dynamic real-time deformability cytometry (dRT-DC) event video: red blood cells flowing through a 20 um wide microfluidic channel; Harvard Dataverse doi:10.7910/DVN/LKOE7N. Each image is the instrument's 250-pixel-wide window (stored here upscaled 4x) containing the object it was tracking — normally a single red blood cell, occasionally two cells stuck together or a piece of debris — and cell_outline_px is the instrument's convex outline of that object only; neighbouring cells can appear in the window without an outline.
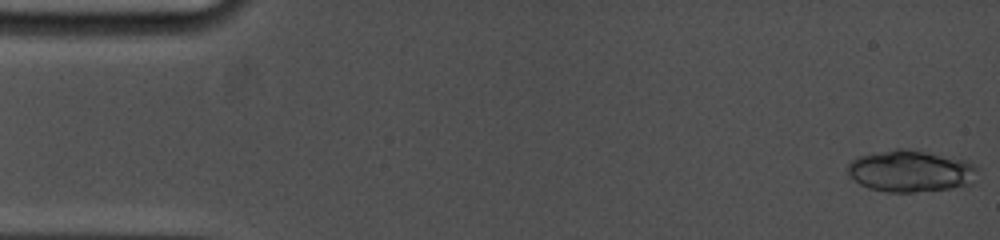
{"species": "common noctule bat (a hibernating species)", "species_latin": "Nyctalus noctula", "temperature_condition": "cold", "stored_images_in_passage": 14, "camera_frame_rate_fps": 5000, "um_per_image_px": 0.085, "animal": {"sex": "female", "body_mass_g": 19.0, "forearm_length_mm": 53.3}, "frame": {"image": 1, "passage_image": 1, "time_ms": 0.0, "image_size_px": [1000, 240], "cell_outline_px": [[980, 168], [972, 184], [948, 188], [912, 192], [888, 192], [868, 188], [860, 184], [848, 172], [848, 164], [852, 160], [860, 156], [896, 148], [900, 148], [924, 152], [964, 160]], "centroid_in_image_um": [77.42, 14.55], "position_along_channel_um": 7.6, "area_um2": 31.1}}